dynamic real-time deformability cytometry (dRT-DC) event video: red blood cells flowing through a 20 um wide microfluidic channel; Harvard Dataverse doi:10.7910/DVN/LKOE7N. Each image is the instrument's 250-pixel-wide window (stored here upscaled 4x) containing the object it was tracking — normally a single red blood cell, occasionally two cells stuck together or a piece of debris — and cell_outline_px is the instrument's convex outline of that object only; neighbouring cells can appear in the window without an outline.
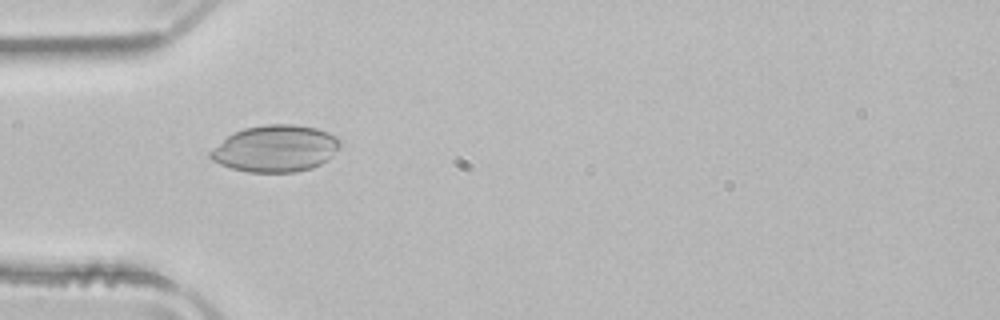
{"species": "common noctule bat (a hibernating species)", "species_latin": "Nyctalus noctula", "temperature_condition": "room temperature", "stored_images_in_passage": 47, "camera_frame_rate_fps": 3000, "um_per_image_px": 0.085, "animal": {"sex": "male", "body_mass_g": 21.5, "forearm_length_mm": 52.0}, "frame": {"image": 1, "passage_image": 12, "time_ms": 3.667, "image_size_px": [1000, 320], "cell_outline_px": [[340, 144], [332, 156], [328, 160], [312, 168], [296, 172], [248, 172], [232, 168], [220, 164], [212, 160], [208, 156], [208, 152], [212, 148], [232, 132], [244, 128], [264, 124], [296, 124], [316, 128], [328, 132], [336, 136], [340, 140]], "centroid_in_image_um": [23.39, 12.62], "position_along_channel_um": 61.6, "area_um2": 35.55}}
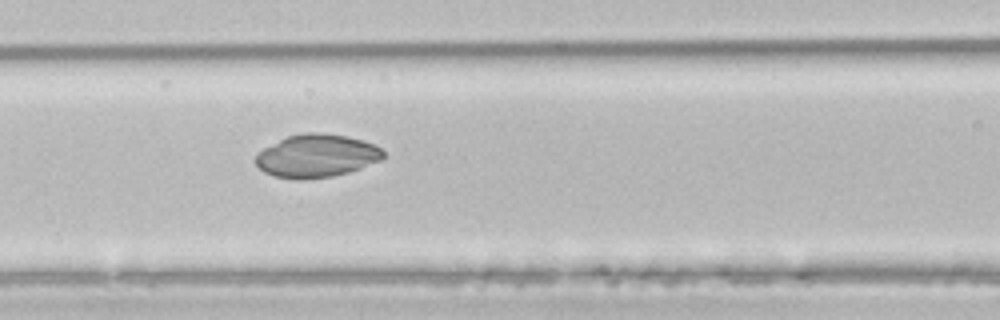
{"frame": {"image": 2, "passage_image": 18, "time_ms": 5.667, "image_size_px": [1000, 320], "cell_outline_px": [[384, 156], [380, 160], [360, 168], [348, 172], [332, 176], [300, 180], [296, 180], [276, 176], [264, 172], [256, 164], [256, 152], [288, 136], [304, 132], [324, 132], [348, 136], [364, 140], [380, 148], [384, 152]], "centroid_in_image_um": [26.9, 13.24], "position_along_channel_um": 139.7, "area_um2": 31.96}}
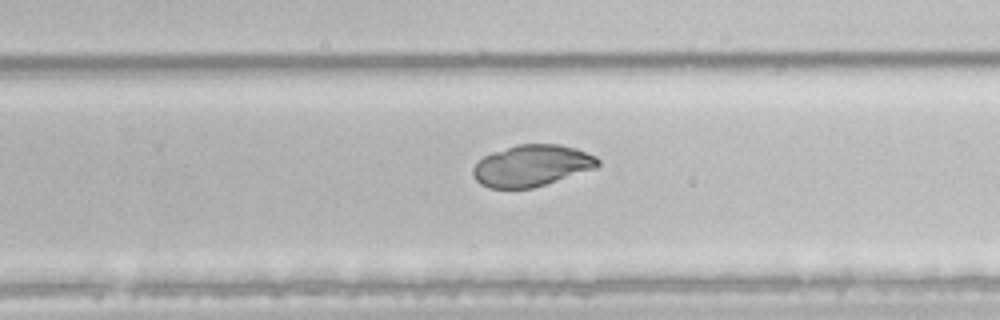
{"frame": {"image": 3, "passage_image": 29, "time_ms": 9.333, "image_size_px": [1000, 320], "cell_outline_px": [[600, 164], [596, 168], [532, 188], [488, 188], [480, 184], [472, 176], [472, 168], [476, 160], [492, 152], [516, 144], [560, 144], [576, 148], [596, 156], [600, 160]], "centroid_in_image_um": [45.16, 14.07], "position_along_channel_um": 284.6, "area_um2": 30.4}}